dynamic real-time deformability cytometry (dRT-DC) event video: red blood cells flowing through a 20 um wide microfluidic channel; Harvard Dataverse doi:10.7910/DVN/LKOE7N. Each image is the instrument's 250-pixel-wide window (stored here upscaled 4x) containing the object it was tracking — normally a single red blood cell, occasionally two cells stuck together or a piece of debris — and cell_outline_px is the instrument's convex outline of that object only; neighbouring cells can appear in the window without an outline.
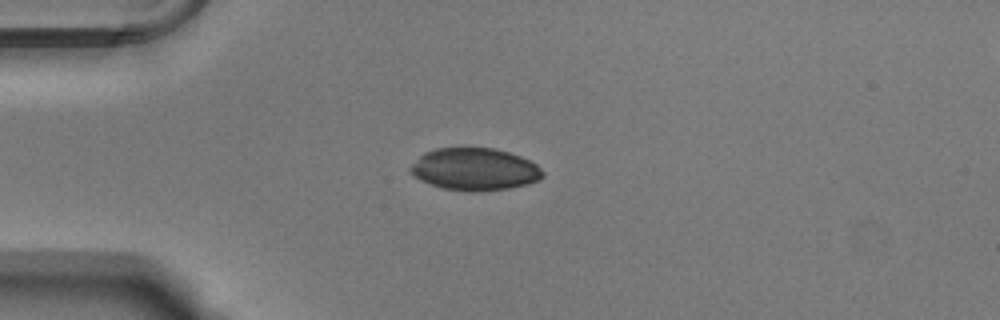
{"species": "Egyptian fruit bat (a non-hibernating species)", "species_latin": "Rousettus aegyptiacus", "temperature_condition": "warm", "stored_images_in_passage": 41, "camera_frame_rate_fps": 3000, "um_per_image_px": 0.085, "animal": {"sex": "male"}, "frame": {"image": 1, "passage_image": 1, "time_ms": 0.0, "image_size_px": [1000, 320], "cell_outline_px": [[544, 176], [540, 180], [528, 184], [508, 188], [472, 192], [444, 188], [420, 180], [412, 176], [408, 168], [424, 152], [436, 148], [496, 148], [520, 156], [536, 164], [544, 172]], "centroid_in_image_um": [40.35, 14.38], "position_along_channel_um": 44.7, "area_um2": 32.6}}
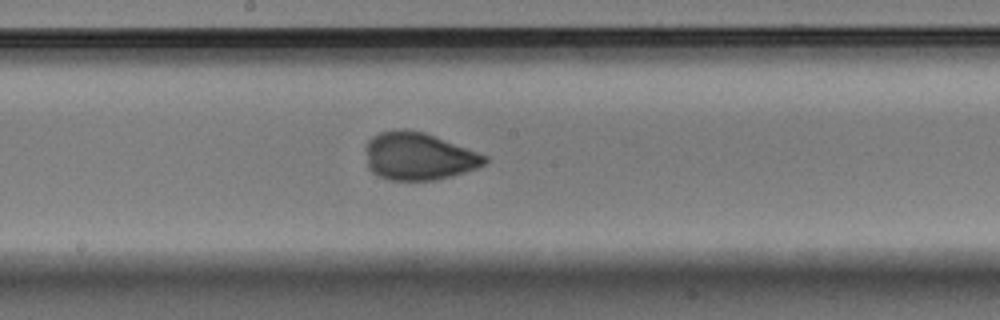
{"frame": {"image": 2, "passage_image": 16, "time_ms": 5.0, "image_size_px": [1000, 320], "cell_outline_px": [[488, 160], [484, 164], [476, 168], [452, 176], [436, 180], [388, 180], [372, 172], [368, 168], [364, 148], [368, 140], [372, 136], [380, 132], [404, 128], [424, 132], [488, 156]], "centroid_in_image_um": [35.54, 13.28], "position_along_channel_um": 212.7, "area_um2": 33.12}}
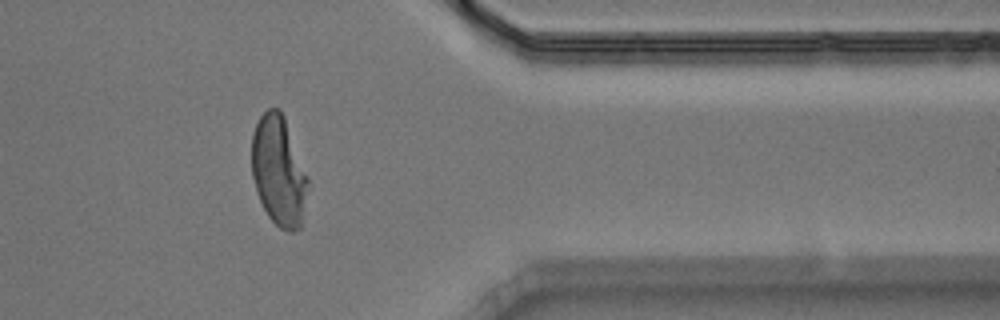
{"frame": {"image": 3, "passage_image": 31, "time_ms": 10.0, "image_size_px": [1000, 320], "cell_outline_px": [[308, 184], [300, 228], [292, 232], [288, 232], [280, 228], [268, 216], [260, 200], [252, 176], [252, 132], [260, 116], [268, 108], [280, 108], [284, 116], [308, 176]], "centroid_in_image_um": [23.68, 14.51], "position_along_channel_um": 387.7, "area_um2": 35.78}}